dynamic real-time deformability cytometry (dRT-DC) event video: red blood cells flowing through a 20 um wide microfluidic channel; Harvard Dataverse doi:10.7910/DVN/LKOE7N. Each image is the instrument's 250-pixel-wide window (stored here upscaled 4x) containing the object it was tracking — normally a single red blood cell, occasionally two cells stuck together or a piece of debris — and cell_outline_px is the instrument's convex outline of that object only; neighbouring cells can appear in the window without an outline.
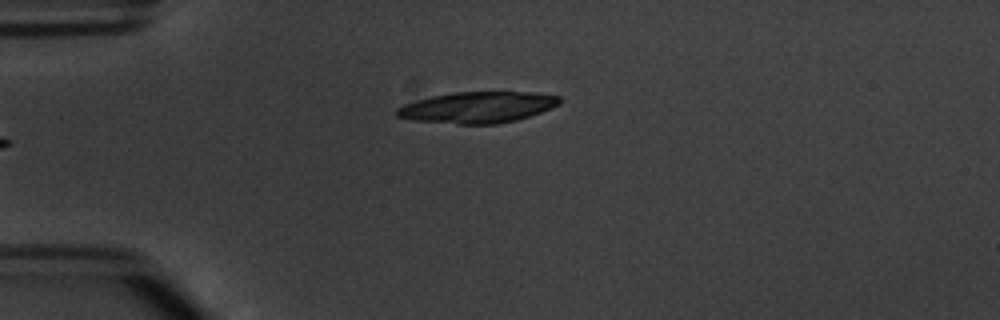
{"species": "common noctule bat (a hibernating species)", "species_latin": "Nyctalus noctula", "temperature_condition": "warm", "stored_images_in_passage": 4, "camera_frame_rate_fps": 3000, "um_per_image_px": 0.085, "animal": {"sex": "male", "body_mass_g": 20.1, "forearm_length_mm": 53.5}, "frame": {"image": 1, "passage_image": 4, "time_ms": 4.667, "image_size_px": [1000, 320], "cell_outline_px": [[560, 104], [540, 112], [516, 120], [496, 124], [460, 124], [412, 120], [396, 116], [396, 108], [404, 104], [432, 96], [456, 92], [536, 92], [560, 96]], "centroid_in_image_um": [40.6, 9.12], "position_along_channel_um": 44.4, "area_um2": 29.42}}